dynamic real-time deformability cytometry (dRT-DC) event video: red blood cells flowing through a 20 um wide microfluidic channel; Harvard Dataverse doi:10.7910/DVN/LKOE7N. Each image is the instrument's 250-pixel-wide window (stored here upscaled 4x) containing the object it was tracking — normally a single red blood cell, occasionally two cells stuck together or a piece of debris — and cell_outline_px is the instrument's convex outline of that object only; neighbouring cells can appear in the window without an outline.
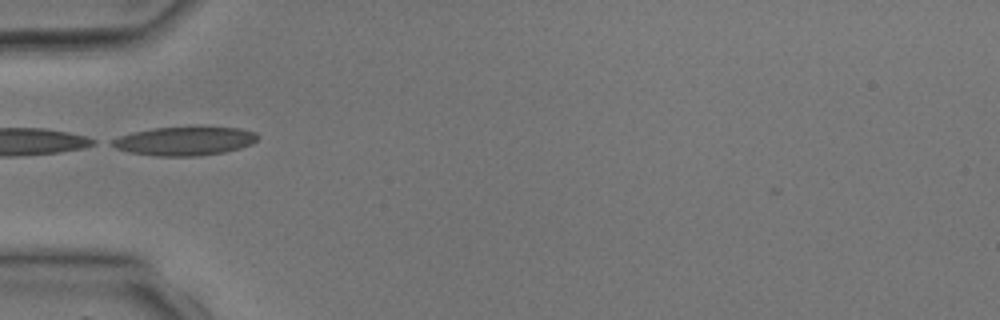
{"species": "common noctule bat (a hibernating species)", "species_latin": "Nyctalus noctula", "temperature_condition": "room temperature", "stored_images_in_passage": 2, "camera_frame_rate_fps": 3000, "um_per_image_px": 0.085, "animal": {"sex": "male", "body_mass_g": 17.9, "forearm_length_mm": 54.2}, "frame": {"image": 1, "passage_image": 2, "time_ms": 1.333, "image_size_px": [1000, 320], "cell_outline_px": [[260, 136], [252, 144], [240, 148], [224, 152], [200, 156], [156, 156], [128, 152], [116, 148], [108, 144], [112, 140], [120, 136], [132, 132], [152, 128], [236, 128], [256, 132]], "centroid_in_image_um": [15.67, 12.01], "position_along_channel_um": 69.3, "area_um2": 24.16}}